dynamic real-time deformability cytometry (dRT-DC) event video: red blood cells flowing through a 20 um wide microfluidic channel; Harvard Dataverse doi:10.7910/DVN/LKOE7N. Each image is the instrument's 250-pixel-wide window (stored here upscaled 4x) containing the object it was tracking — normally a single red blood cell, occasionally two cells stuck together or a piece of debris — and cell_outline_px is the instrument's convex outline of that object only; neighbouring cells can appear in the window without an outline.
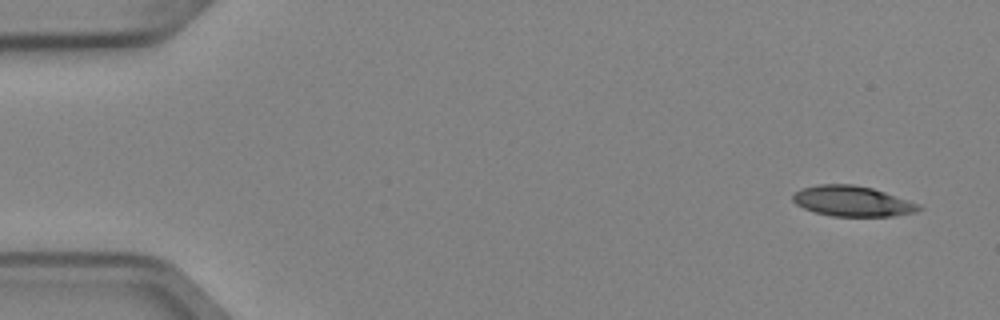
{"species": "Egyptian fruit bat (a non-hibernating species)", "species_latin": "Rousettus aegyptiacus", "temperature_condition": "cold", "stored_images_in_passage": 5, "camera_frame_rate_fps": 3000, "um_per_image_px": 0.085, "animal": {"sex": "female"}, "frame": {"image": 1, "passage_image": 1, "time_ms": 0.0, "image_size_px": [1000, 320], "cell_outline_px": [[924, 208], [916, 212], [892, 216], [832, 216], [816, 212], [804, 208], [796, 204], [792, 200], [792, 196], [800, 188], [816, 184], [852, 184], [872, 188], [920, 204]], "centroid_in_image_um": [72.44, 17.09], "position_along_channel_um": 12.6, "area_um2": 22.31}}
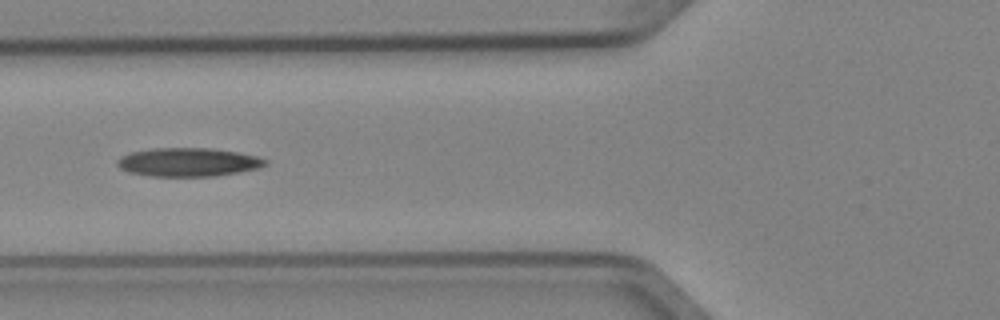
{"frame": {"image": 2, "passage_image": 5, "time_ms": 1.333, "image_size_px": [1000, 320], "cell_outline_px": [[268, 164], [260, 168], [240, 172], [216, 176], [152, 176], [128, 172], [120, 168], [116, 164], [116, 160], [120, 156], [132, 152], [152, 148], [212, 148], [236, 152], [256, 156], [268, 160]], "centroid_in_image_um": [16.0, 13.78], "position_along_channel_um": 109.8, "area_um2": 24.8}}